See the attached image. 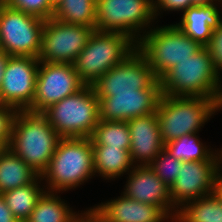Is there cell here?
Returning <instances> with one entry per match:
<instances>
[{"instance_id":"obj_17","label":"cell","mask_w":222,"mask_h":222,"mask_svg":"<svg viewBox=\"0 0 222 222\" xmlns=\"http://www.w3.org/2000/svg\"><path fill=\"white\" fill-rule=\"evenodd\" d=\"M130 136V158L133 164L149 165L164 149L157 113L139 116L127 121Z\"/></svg>"},{"instance_id":"obj_21","label":"cell","mask_w":222,"mask_h":222,"mask_svg":"<svg viewBox=\"0 0 222 222\" xmlns=\"http://www.w3.org/2000/svg\"><path fill=\"white\" fill-rule=\"evenodd\" d=\"M94 172L106 179L129 172L133 165L130 152L119 147L93 146Z\"/></svg>"},{"instance_id":"obj_29","label":"cell","mask_w":222,"mask_h":222,"mask_svg":"<svg viewBox=\"0 0 222 222\" xmlns=\"http://www.w3.org/2000/svg\"><path fill=\"white\" fill-rule=\"evenodd\" d=\"M6 6L35 15L44 20H48L53 17L54 8L51 6L50 0H5Z\"/></svg>"},{"instance_id":"obj_26","label":"cell","mask_w":222,"mask_h":222,"mask_svg":"<svg viewBox=\"0 0 222 222\" xmlns=\"http://www.w3.org/2000/svg\"><path fill=\"white\" fill-rule=\"evenodd\" d=\"M89 138L92 146L119 147L130 151L131 136L127 121L99 120Z\"/></svg>"},{"instance_id":"obj_6","label":"cell","mask_w":222,"mask_h":222,"mask_svg":"<svg viewBox=\"0 0 222 222\" xmlns=\"http://www.w3.org/2000/svg\"><path fill=\"white\" fill-rule=\"evenodd\" d=\"M43 114L61 138H89L100 120L99 99L92 85H85Z\"/></svg>"},{"instance_id":"obj_34","label":"cell","mask_w":222,"mask_h":222,"mask_svg":"<svg viewBox=\"0 0 222 222\" xmlns=\"http://www.w3.org/2000/svg\"><path fill=\"white\" fill-rule=\"evenodd\" d=\"M9 57L10 56L6 52L4 51L0 52V87L3 81V74L5 71L6 65L8 63Z\"/></svg>"},{"instance_id":"obj_12","label":"cell","mask_w":222,"mask_h":222,"mask_svg":"<svg viewBox=\"0 0 222 222\" xmlns=\"http://www.w3.org/2000/svg\"><path fill=\"white\" fill-rule=\"evenodd\" d=\"M156 80L146 58L136 48L122 62L103 74L92 87L97 97H109L114 93L148 89Z\"/></svg>"},{"instance_id":"obj_1","label":"cell","mask_w":222,"mask_h":222,"mask_svg":"<svg viewBox=\"0 0 222 222\" xmlns=\"http://www.w3.org/2000/svg\"><path fill=\"white\" fill-rule=\"evenodd\" d=\"M220 79L209 49L203 46L197 53L170 68L159 81L162 94L216 98L222 104Z\"/></svg>"},{"instance_id":"obj_11","label":"cell","mask_w":222,"mask_h":222,"mask_svg":"<svg viewBox=\"0 0 222 222\" xmlns=\"http://www.w3.org/2000/svg\"><path fill=\"white\" fill-rule=\"evenodd\" d=\"M39 66L31 112L43 113L85 86L73 64L40 62Z\"/></svg>"},{"instance_id":"obj_8","label":"cell","mask_w":222,"mask_h":222,"mask_svg":"<svg viewBox=\"0 0 222 222\" xmlns=\"http://www.w3.org/2000/svg\"><path fill=\"white\" fill-rule=\"evenodd\" d=\"M46 20L0 5V46L9 56L38 58Z\"/></svg>"},{"instance_id":"obj_13","label":"cell","mask_w":222,"mask_h":222,"mask_svg":"<svg viewBox=\"0 0 222 222\" xmlns=\"http://www.w3.org/2000/svg\"><path fill=\"white\" fill-rule=\"evenodd\" d=\"M222 160L182 162L181 170L170 187L172 205L179 209L183 203L214 193L221 176Z\"/></svg>"},{"instance_id":"obj_10","label":"cell","mask_w":222,"mask_h":222,"mask_svg":"<svg viewBox=\"0 0 222 222\" xmlns=\"http://www.w3.org/2000/svg\"><path fill=\"white\" fill-rule=\"evenodd\" d=\"M93 31L92 27L65 23L53 17L46 20L39 61L73 64Z\"/></svg>"},{"instance_id":"obj_5","label":"cell","mask_w":222,"mask_h":222,"mask_svg":"<svg viewBox=\"0 0 222 222\" xmlns=\"http://www.w3.org/2000/svg\"><path fill=\"white\" fill-rule=\"evenodd\" d=\"M136 48L137 44L125 34L94 30L73 65L79 79L93 85Z\"/></svg>"},{"instance_id":"obj_14","label":"cell","mask_w":222,"mask_h":222,"mask_svg":"<svg viewBox=\"0 0 222 222\" xmlns=\"http://www.w3.org/2000/svg\"><path fill=\"white\" fill-rule=\"evenodd\" d=\"M40 61L35 57L10 56L0 87V104L29 110L34 100Z\"/></svg>"},{"instance_id":"obj_30","label":"cell","mask_w":222,"mask_h":222,"mask_svg":"<svg viewBox=\"0 0 222 222\" xmlns=\"http://www.w3.org/2000/svg\"><path fill=\"white\" fill-rule=\"evenodd\" d=\"M18 112L12 106L0 104V141L8 146L11 143L13 122Z\"/></svg>"},{"instance_id":"obj_32","label":"cell","mask_w":222,"mask_h":222,"mask_svg":"<svg viewBox=\"0 0 222 222\" xmlns=\"http://www.w3.org/2000/svg\"><path fill=\"white\" fill-rule=\"evenodd\" d=\"M193 6L192 0H155L153 6L154 16L158 15L157 12L160 10L164 11H180L184 12L189 7Z\"/></svg>"},{"instance_id":"obj_2","label":"cell","mask_w":222,"mask_h":222,"mask_svg":"<svg viewBox=\"0 0 222 222\" xmlns=\"http://www.w3.org/2000/svg\"><path fill=\"white\" fill-rule=\"evenodd\" d=\"M60 139L43 113L18 110L8 148L41 175L50 163Z\"/></svg>"},{"instance_id":"obj_18","label":"cell","mask_w":222,"mask_h":222,"mask_svg":"<svg viewBox=\"0 0 222 222\" xmlns=\"http://www.w3.org/2000/svg\"><path fill=\"white\" fill-rule=\"evenodd\" d=\"M91 210L103 222H162L169 218L159 207L136 201L124 194Z\"/></svg>"},{"instance_id":"obj_38","label":"cell","mask_w":222,"mask_h":222,"mask_svg":"<svg viewBox=\"0 0 222 222\" xmlns=\"http://www.w3.org/2000/svg\"><path fill=\"white\" fill-rule=\"evenodd\" d=\"M8 145L4 141H0V155L8 149Z\"/></svg>"},{"instance_id":"obj_24","label":"cell","mask_w":222,"mask_h":222,"mask_svg":"<svg viewBox=\"0 0 222 222\" xmlns=\"http://www.w3.org/2000/svg\"><path fill=\"white\" fill-rule=\"evenodd\" d=\"M68 207L56 193L45 191L25 222H72L79 214Z\"/></svg>"},{"instance_id":"obj_4","label":"cell","mask_w":222,"mask_h":222,"mask_svg":"<svg viewBox=\"0 0 222 222\" xmlns=\"http://www.w3.org/2000/svg\"><path fill=\"white\" fill-rule=\"evenodd\" d=\"M94 173L90 138H61L50 163L40 177L41 180L46 178L49 192L60 193L61 190L66 191L81 185L92 178Z\"/></svg>"},{"instance_id":"obj_25","label":"cell","mask_w":222,"mask_h":222,"mask_svg":"<svg viewBox=\"0 0 222 222\" xmlns=\"http://www.w3.org/2000/svg\"><path fill=\"white\" fill-rule=\"evenodd\" d=\"M197 133L184 135L176 140L170 141L164 145V149L176 159L183 162L186 161H202V160H222L221 151L217 153L211 152L203 146L198 139ZM215 154V155H214Z\"/></svg>"},{"instance_id":"obj_7","label":"cell","mask_w":222,"mask_h":222,"mask_svg":"<svg viewBox=\"0 0 222 222\" xmlns=\"http://www.w3.org/2000/svg\"><path fill=\"white\" fill-rule=\"evenodd\" d=\"M203 46L175 24L150 29L139 38L137 49L159 80L170 68L197 53Z\"/></svg>"},{"instance_id":"obj_37","label":"cell","mask_w":222,"mask_h":222,"mask_svg":"<svg viewBox=\"0 0 222 222\" xmlns=\"http://www.w3.org/2000/svg\"><path fill=\"white\" fill-rule=\"evenodd\" d=\"M214 1H217V0H192V4L193 5H196V6H202V5H210V4H213ZM218 2H222V0H218Z\"/></svg>"},{"instance_id":"obj_31","label":"cell","mask_w":222,"mask_h":222,"mask_svg":"<svg viewBox=\"0 0 222 222\" xmlns=\"http://www.w3.org/2000/svg\"><path fill=\"white\" fill-rule=\"evenodd\" d=\"M213 60L215 69L219 71L222 69V22L217 29L213 30L210 43L206 46Z\"/></svg>"},{"instance_id":"obj_16","label":"cell","mask_w":222,"mask_h":222,"mask_svg":"<svg viewBox=\"0 0 222 222\" xmlns=\"http://www.w3.org/2000/svg\"><path fill=\"white\" fill-rule=\"evenodd\" d=\"M127 181L123 192L126 197L159 207L169 219L175 217L177 210L174 209L171 202L170 188L153 172L149 165L134 166L132 171L130 170ZM169 215H172L171 218Z\"/></svg>"},{"instance_id":"obj_36","label":"cell","mask_w":222,"mask_h":222,"mask_svg":"<svg viewBox=\"0 0 222 222\" xmlns=\"http://www.w3.org/2000/svg\"><path fill=\"white\" fill-rule=\"evenodd\" d=\"M214 193L219 197L222 202V173L220 178L218 179Z\"/></svg>"},{"instance_id":"obj_22","label":"cell","mask_w":222,"mask_h":222,"mask_svg":"<svg viewBox=\"0 0 222 222\" xmlns=\"http://www.w3.org/2000/svg\"><path fill=\"white\" fill-rule=\"evenodd\" d=\"M179 208L172 218L175 222H222V202L215 193L183 203Z\"/></svg>"},{"instance_id":"obj_9","label":"cell","mask_w":222,"mask_h":222,"mask_svg":"<svg viewBox=\"0 0 222 222\" xmlns=\"http://www.w3.org/2000/svg\"><path fill=\"white\" fill-rule=\"evenodd\" d=\"M155 18L146 0H96V30L125 34L136 44L140 30Z\"/></svg>"},{"instance_id":"obj_35","label":"cell","mask_w":222,"mask_h":222,"mask_svg":"<svg viewBox=\"0 0 222 222\" xmlns=\"http://www.w3.org/2000/svg\"><path fill=\"white\" fill-rule=\"evenodd\" d=\"M85 222H103L94 212L89 209L85 212Z\"/></svg>"},{"instance_id":"obj_27","label":"cell","mask_w":222,"mask_h":222,"mask_svg":"<svg viewBox=\"0 0 222 222\" xmlns=\"http://www.w3.org/2000/svg\"><path fill=\"white\" fill-rule=\"evenodd\" d=\"M53 18L96 30V0H62Z\"/></svg>"},{"instance_id":"obj_42","label":"cell","mask_w":222,"mask_h":222,"mask_svg":"<svg viewBox=\"0 0 222 222\" xmlns=\"http://www.w3.org/2000/svg\"><path fill=\"white\" fill-rule=\"evenodd\" d=\"M5 3V0H0V5H3Z\"/></svg>"},{"instance_id":"obj_39","label":"cell","mask_w":222,"mask_h":222,"mask_svg":"<svg viewBox=\"0 0 222 222\" xmlns=\"http://www.w3.org/2000/svg\"><path fill=\"white\" fill-rule=\"evenodd\" d=\"M62 2V0H50L51 6L56 9L60 3Z\"/></svg>"},{"instance_id":"obj_33","label":"cell","mask_w":222,"mask_h":222,"mask_svg":"<svg viewBox=\"0 0 222 222\" xmlns=\"http://www.w3.org/2000/svg\"><path fill=\"white\" fill-rule=\"evenodd\" d=\"M0 222H19L11 213V210L6 205L1 194H0Z\"/></svg>"},{"instance_id":"obj_28","label":"cell","mask_w":222,"mask_h":222,"mask_svg":"<svg viewBox=\"0 0 222 222\" xmlns=\"http://www.w3.org/2000/svg\"><path fill=\"white\" fill-rule=\"evenodd\" d=\"M182 162L163 149L149 164V167L170 188L181 170Z\"/></svg>"},{"instance_id":"obj_3","label":"cell","mask_w":222,"mask_h":222,"mask_svg":"<svg viewBox=\"0 0 222 222\" xmlns=\"http://www.w3.org/2000/svg\"><path fill=\"white\" fill-rule=\"evenodd\" d=\"M221 108L216 98L162 94L156 113L163 143L197 133Z\"/></svg>"},{"instance_id":"obj_19","label":"cell","mask_w":222,"mask_h":222,"mask_svg":"<svg viewBox=\"0 0 222 222\" xmlns=\"http://www.w3.org/2000/svg\"><path fill=\"white\" fill-rule=\"evenodd\" d=\"M215 4L189 7L176 26L192 40L206 47L210 43L213 30L217 29L222 22L219 9Z\"/></svg>"},{"instance_id":"obj_20","label":"cell","mask_w":222,"mask_h":222,"mask_svg":"<svg viewBox=\"0 0 222 222\" xmlns=\"http://www.w3.org/2000/svg\"><path fill=\"white\" fill-rule=\"evenodd\" d=\"M40 174L11 149L0 155V194L33 183Z\"/></svg>"},{"instance_id":"obj_23","label":"cell","mask_w":222,"mask_h":222,"mask_svg":"<svg viewBox=\"0 0 222 222\" xmlns=\"http://www.w3.org/2000/svg\"><path fill=\"white\" fill-rule=\"evenodd\" d=\"M38 179L41 181L39 176L29 185L20 186L1 194L11 213L19 222H25L29 218L38 199L45 192L38 185L40 183Z\"/></svg>"},{"instance_id":"obj_15","label":"cell","mask_w":222,"mask_h":222,"mask_svg":"<svg viewBox=\"0 0 222 222\" xmlns=\"http://www.w3.org/2000/svg\"><path fill=\"white\" fill-rule=\"evenodd\" d=\"M161 96L160 81L157 79L148 89L114 93L109 97H97L99 99V119L128 121L135 117L156 113Z\"/></svg>"},{"instance_id":"obj_40","label":"cell","mask_w":222,"mask_h":222,"mask_svg":"<svg viewBox=\"0 0 222 222\" xmlns=\"http://www.w3.org/2000/svg\"><path fill=\"white\" fill-rule=\"evenodd\" d=\"M72 222H85V212L84 213H82V215L80 216H78L74 221H72Z\"/></svg>"},{"instance_id":"obj_41","label":"cell","mask_w":222,"mask_h":222,"mask_svg":"<svg viewBox=\"0 0 222 222\" xmlns=\"http://www.w3.org/2000/svg\"><path fill=\"white\" fill-rule=\"evenodd\" d=\"M146 1H148L152 6H154V4H155L154 0H146Z\"/></svg>"}]
</instances>
